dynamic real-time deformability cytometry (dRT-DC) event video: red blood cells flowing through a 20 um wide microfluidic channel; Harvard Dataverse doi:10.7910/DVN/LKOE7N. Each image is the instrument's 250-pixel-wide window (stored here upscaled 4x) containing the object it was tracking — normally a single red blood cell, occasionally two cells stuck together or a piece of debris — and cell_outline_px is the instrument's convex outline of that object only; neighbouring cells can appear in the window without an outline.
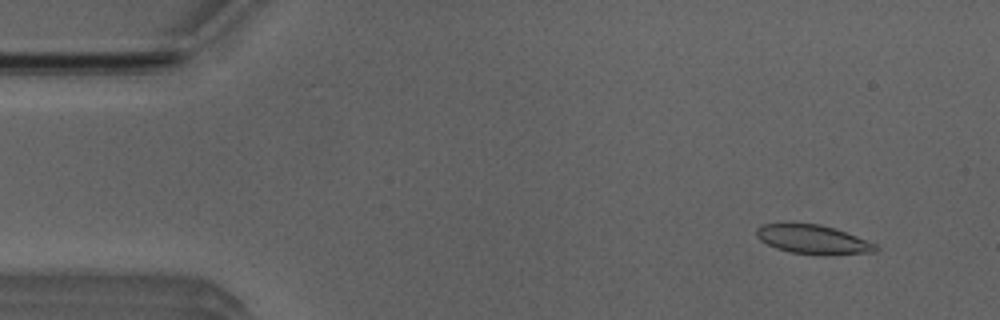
{"species": "Egyptian fruit bat (a non-hibernating species)", "species_latin": "Rousettus aegyptiacus", "temperature_condition": "room temperature", "stored_images_in_passage": 53, "camera_frame_rate_fps": 3000, "um_per_image_px": 0.085, "animal": {"sex": "male"}, "frame": {"image": 1, "passage_image": 5, "time_ms": 1.333, "image_size_px": [1000, 320], "cell_outline_px": [[880, 248], [876, 252], [832, 256], [820, 256], [788, 252], [776, 248], [760, 240], [756, 236], [756, 228], [764, 224], [784, 220], [788, 220], [820, 224], [856, 236], [876, 244]], "centroid_in_image_um": [69.06, 20.34], "position_along_channel_um": 15.9, "area_um2": 21.21}}
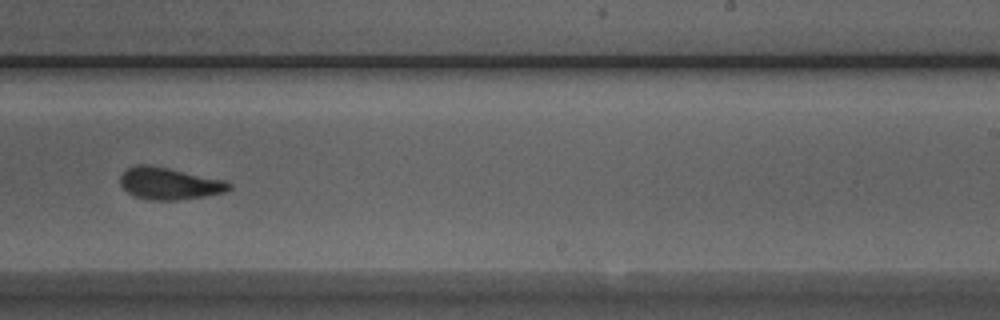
{"frame": {"image": 2, "passage_image": 33, "time_ms": 10.667, "image_size_px": [1000, 320], "cell_outline_px": [[232, 188], [224, 192], [204, 196], [176, 200], [152, 200], [136, 196], [128, 192], [120, 184], [120, 176], [128, 168], [136, 164], [148, 164], [168, 168], [224, 180], [232, 184]], "centroid_in_image_um": [14.38, 15.59], "position_along_channel_um": 274.6, "area_um2": 20.06}}
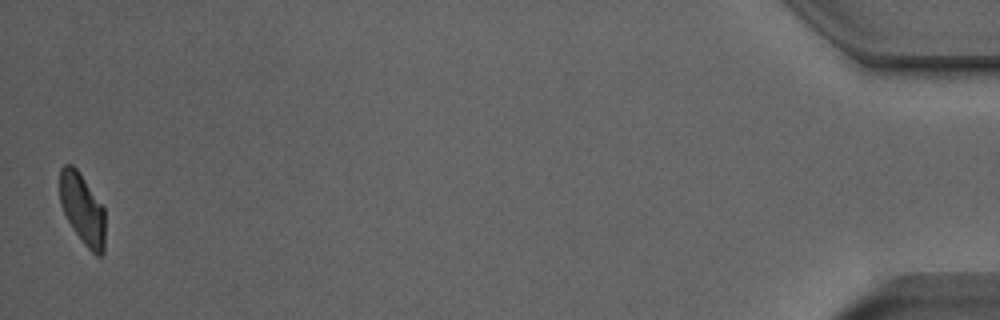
{"frame": {"image": 3, "passage_image": 53, "time_ms": 17.333, "image_size_px": [1000, 320], "cell_outline_px": [[104, 252], [100, 256], [96, 256], [84, 244], [68, 220], [60, 204], [60, 168], [64, 164], [72, 164], [80, 172], [104, 208]], "centroid_in_image_um": [7.0, 17.74], "position_along_channel_um": 428.2, "area_um2": 18.55}, "authors_computed_cell_mechanics": {"area_um2": 20.519, "velocity_mm_per_s": 3.815, "shape_relaxation_time_tau1_ms": 6.3992, "shape_relaxation_time_tau2_ms": 1.8369, "deformation_change_tau1": 0.1515, "deformation_change_tau2": 0.0706}}